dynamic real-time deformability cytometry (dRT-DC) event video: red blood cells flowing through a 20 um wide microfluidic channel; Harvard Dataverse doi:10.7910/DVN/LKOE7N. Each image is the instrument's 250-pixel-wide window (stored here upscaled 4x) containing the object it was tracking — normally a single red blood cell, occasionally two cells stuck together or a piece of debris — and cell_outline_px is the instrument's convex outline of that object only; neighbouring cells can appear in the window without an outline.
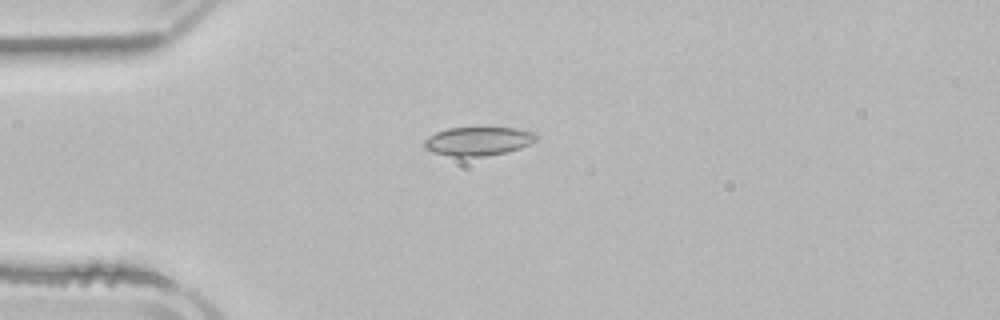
{"species": "common noctule bat (a hibernating species)", "species_latin": "Nyctalus noctula", "temperature_condition": "room temperature", "stored_images_in_passage": 4, "camera_frame_rate_fps": 3000, "um_per_image_px": 0.085, "animal": {"sex": "male", "body_mass_g": 21.5, "forearm_length_mm": 52.0}, "frame": {"image": 1, "passage_image": 2, "time_ms": 2.667, "image_size_px": [1000, 320], "cell_outline_px": [[540, 136], [536, 140], [520, 148], [508, 152], [484, 156], [452, 156], [432, 152], [424, 148], [424, 140], [428, 136], [436, 132], [448, 128], [516, 128], [536, 132]], "centroid_in_image_um": [40.66, 11.99], "position_along_channel_um": 44.3, "area_um2": 18.79}}
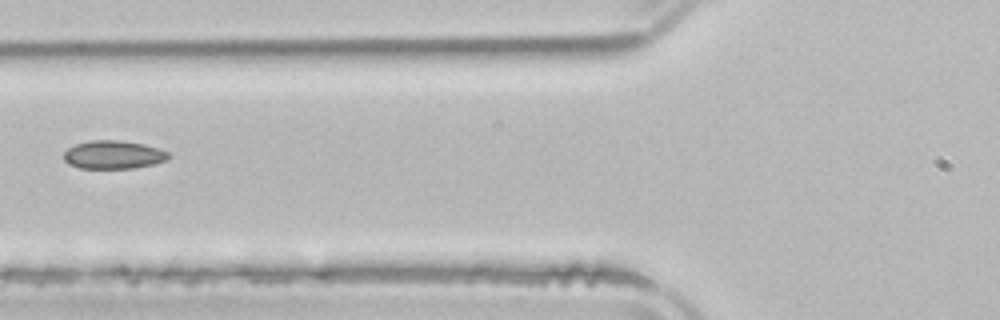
{"frame": {"image": 2, "passage_image": 4, "time_ms": 5.0, "image_size_px": [1000, 320], "cell_outline_px": [[172, 156], [168, 160], [136, 168], [80, 168], [68, 164], [64, 160], [64, 152], [68, 148], [76, 144], [92, 140], [124, 140], [144, 144], [168, 152]], "centroid_in_image_um": [9.65, 13.15], "position_along_channel_um": 116.1, "area_um2": 17.34}}